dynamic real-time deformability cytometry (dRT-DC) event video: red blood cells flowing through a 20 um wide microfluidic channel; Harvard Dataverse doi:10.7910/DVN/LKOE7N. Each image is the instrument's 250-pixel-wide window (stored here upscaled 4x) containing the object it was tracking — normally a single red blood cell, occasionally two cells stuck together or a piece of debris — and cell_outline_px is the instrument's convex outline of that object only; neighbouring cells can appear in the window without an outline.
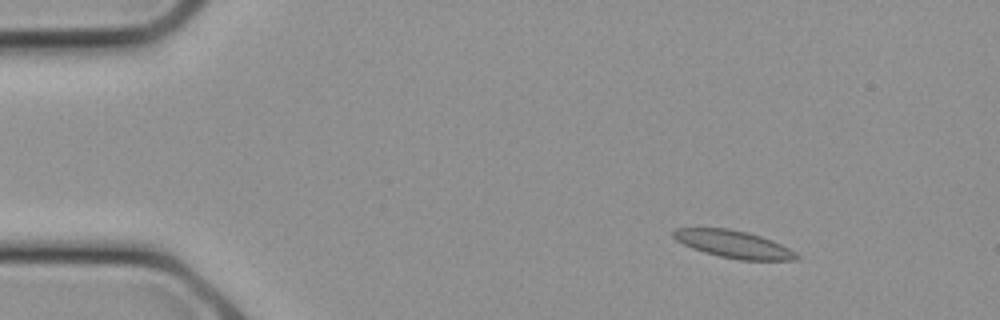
{"species": "common noctule bat (a hibernating species)", "species_latin": "Nyctalus noctula", "temperature_condition": "cold", "stored_images_in_passage": 10, "camera_frame_rate_fps": 3000, "um_per_image_px": 0.085, "animal": {"sex": "female", "body_mass_g": 21.9}, "frame": {"image": 1, "passage_image": 4, "time_ms": 1.0, "image_size_px": [1000, 320], "cell_outline_px": [[800, 256], [796, 260], [740, 260], [720, 256], [704, 252], [692, 248], [676, 240], [672, 236], [672, 232], [676, 228], [728, 228], [748, 232], [772, 240], [796, 252]], "centroid_in_image_um": [62.35, 20.75], "position_along_channel_um": 22.6, "area_um2": 19.59}}
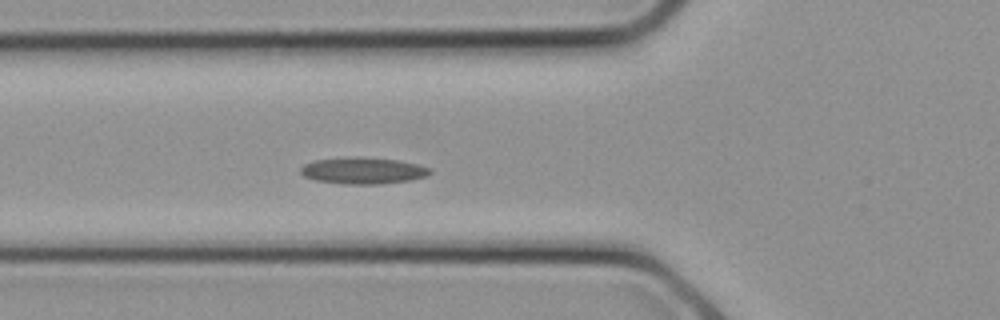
{"frame": {"image": 2, "passage_image": 10, "time_ms": 3.0, "image_size_px": [1000, 320], "cell_outline_px": [[432, 172], [428, 176], [408, 180], [380, 184], [344, 184], [316, 180], [304, 176], [300, 172], [300, 168], [304, 164], [312, 160], [348, 156], [360, 156], [400, 160], [432, 168]], "centroid_in_image_um": [30.85, 14.48], "position_along_channel_um": 94.9, "area_um2": 20.35}}